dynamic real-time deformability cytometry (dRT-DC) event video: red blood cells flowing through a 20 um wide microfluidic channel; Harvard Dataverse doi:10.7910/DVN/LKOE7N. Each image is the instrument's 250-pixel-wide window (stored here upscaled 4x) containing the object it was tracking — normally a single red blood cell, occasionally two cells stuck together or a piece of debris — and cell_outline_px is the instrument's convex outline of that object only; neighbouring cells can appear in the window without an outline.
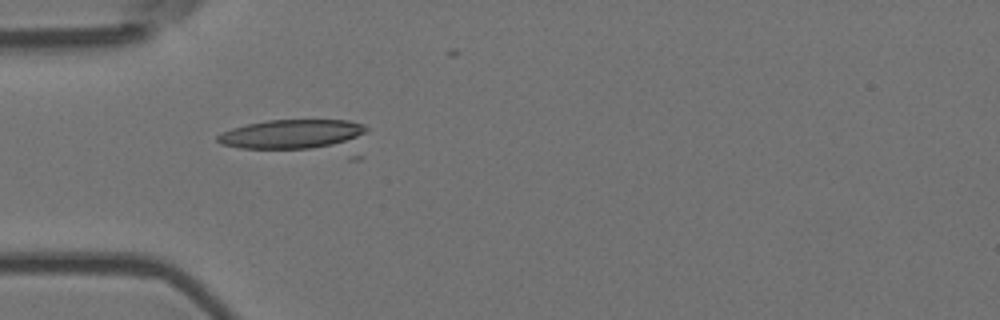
{"species": "Egyptian fruit bat (a non-hibernating species)", "species_latin": "Rousettus aegyptiacus", "temperature_condition": "room temperature", "stored_images_in_passage": 1, "camera_frame_rate_fps": 3000, "um_per_image_px": 0.085, "animal": {"sex": "female"}, "frame": {"image": 1, "passage_image": 1, "time_ms": 0.0, "image_size_px": [1000, 320], "cell_outline_px": [[368, 128], [364, 156], [360, 160], [348, 160], [240, 148], [220, 144], [216, 140], [216, 136], [220, 132], [232, 128], [248, 124], [268, 120], [348, 120], [364, 124]], "centroid_in_image_um": [25.59, 11.72], "position_along_channel_um": 59.4, "area_um2": 33.47}}